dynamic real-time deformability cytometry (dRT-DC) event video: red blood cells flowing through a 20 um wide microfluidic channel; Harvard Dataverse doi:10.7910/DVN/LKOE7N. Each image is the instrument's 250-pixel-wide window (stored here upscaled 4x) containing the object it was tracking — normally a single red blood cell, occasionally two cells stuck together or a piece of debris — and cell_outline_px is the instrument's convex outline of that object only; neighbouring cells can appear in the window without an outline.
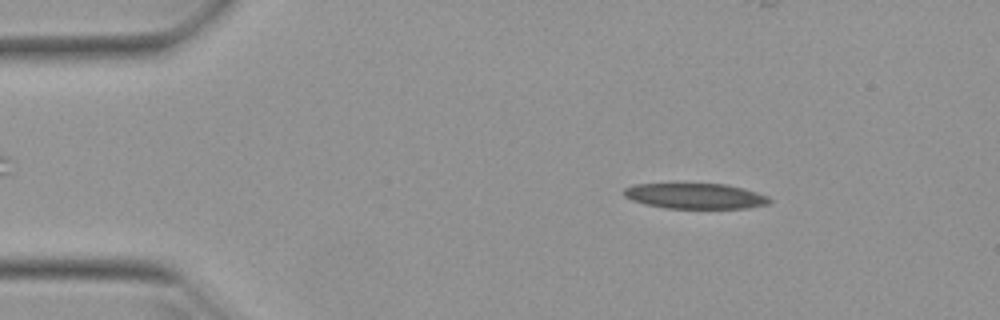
{"species": "Egyptian fruit bat (a non-hibernating species)", "species_latin": "Rousettus aegyptiacus", "temperature_condition": "warm", "stored_images_in_passage": 53, "camera_frame_rate_fps": 3000, "um_per_image_px": 0.085, "animal": {"sex": "female"}, "frame": {"image": 1, "passage_image": 7, "time_ms": 2.0, "image_size_px": [1000, 320], "cell_outline_px": [[772, 200], [768, 204], [744, 208], [664, 208], [644, 204], [632, 200], [624, 196], [624, 188], [636, 184], [724, 184], [744, 188], [768, 196]], "centroid_in_image_um": [59.09, 16.66], "position_along_channel_um": 25.9, "area_um2": 21.5}}
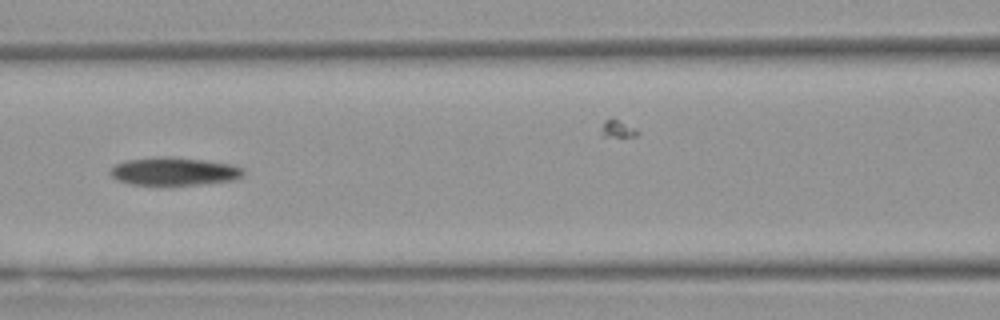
{"frame": {"image": 2, "passage_image": 22, "time_ms": 7.0, "image_size_px": [1000, 320], "cell_outline_px": [[244, 176], [232, 180], [200, 184], [132, 184], [116, 180], [108, 172], [112, 164], [124, 160], [156, 156], [172, 156], [204, 160], [232, 164], [244, 168]], "centroid_in_image_um": [14.75, 14.54], "position_along_channel_um": 151.8, "area_um2": 21.96}}
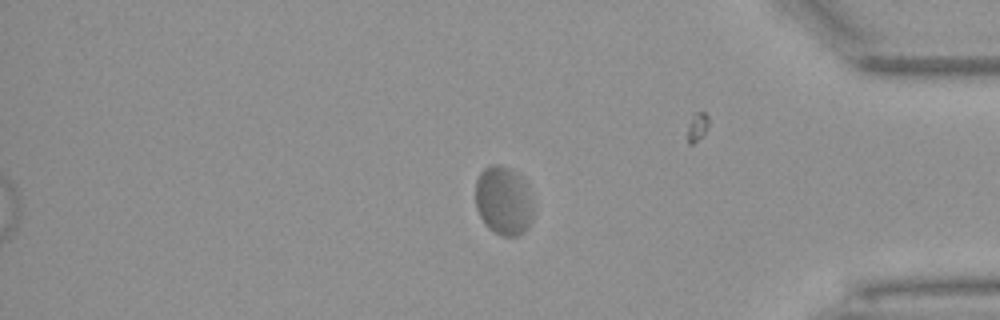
{"frame": {"image": 3, "passage_image": 43, "time_ms": 14.0, "image_size_px": [1000, 320], "cell_outline_px": [[536, 204], [532, 220], [528, 228], [524, 232], [516, 236], [504, 236], [488, 228], [484, 224], [476, 208], [476, 180], [480, 172], [488, 164], [500, 164], [512, 168], [528, 184]], "centroid_in_image_um": [42.86, 17.03], "position_along_channel_um": 392.3, "area_um2": 24.1}, "authors_computed_cell_mechanics": {"area_um2": 23.409, "velocity_mm_per_s": 3.8294, "shape_relaxation_time_tau1_ms": null, "shape_relaxation_time_tau2_ms": 1.8797, "deformation_change_tau1": null, "deformation_change_tau2": 0.0473}}